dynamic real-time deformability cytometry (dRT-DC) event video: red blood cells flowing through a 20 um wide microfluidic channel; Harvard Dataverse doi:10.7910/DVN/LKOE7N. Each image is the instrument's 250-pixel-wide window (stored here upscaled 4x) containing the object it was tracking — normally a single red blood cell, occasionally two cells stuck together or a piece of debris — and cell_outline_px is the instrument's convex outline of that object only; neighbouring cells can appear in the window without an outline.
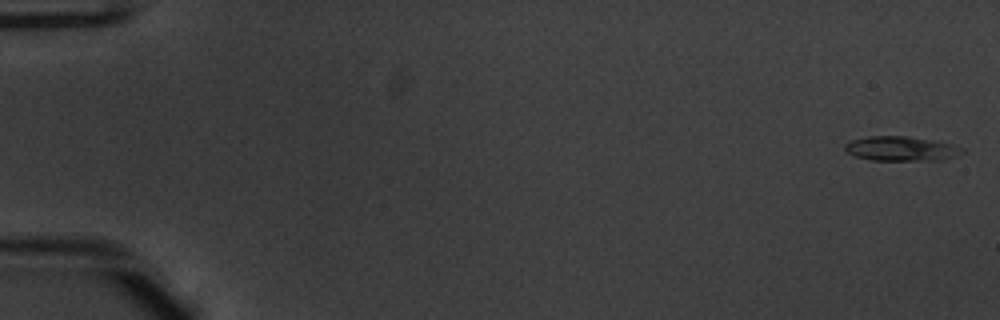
{"species": "common noctule bat (a hibernating species)", "species_latin": "Nyctalus noctula", "temperature_condition": "warm", "stored_images_in_passage": 12, "camera_frame_rate_fps": 3000, "um_per_image_px": 0.085, "animal": {"sex": "male", "body_mass_g": 20.1, "forearm_length_mm": 53.5}, "frame": {"image": 1, "passage_image": 1, "time_ms": 0.0, "image_size_px": [1000, 320], "cell_outline_px": [[968, 152], [956, 156], [940, 160], [872, 160], [856, 156], [848, 152], [844, 148], [844, 144], [852, 140], [868, 136], [908, 136], [932, 140], [952, 144], [964, 148]], "centroid_in_image_um": [76.66, 12.63], "position_along_channel_um": 8.3, "area_um2": 16.82}}